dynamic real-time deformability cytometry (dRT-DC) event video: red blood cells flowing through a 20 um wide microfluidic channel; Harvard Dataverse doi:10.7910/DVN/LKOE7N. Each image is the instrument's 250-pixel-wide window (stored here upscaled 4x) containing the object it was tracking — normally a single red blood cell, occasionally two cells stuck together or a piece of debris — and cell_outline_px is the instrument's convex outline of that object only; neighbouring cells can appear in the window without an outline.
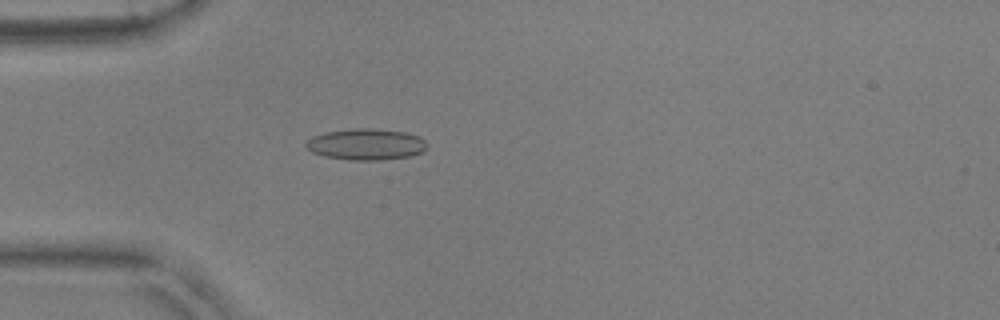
{"species": "common noctule bat (a hibernating species)", "species_latin": "Nyctalus noctula", "temperature_condition": "warm", "stored_images_in_passage": 52, "camera_frame_rate_fps": 3000, "um_per_image_px": 0.085, "animal": {"sex": "male", "body_mass_g": 17.9, "forearm_length_mm": 54.2}, "frame": {"image": 1, "passage_image": 15, "time_ms": 4.667, "image_size_px": [1000, 320], "cell_outline_px": [[428, 144], [420, 152], [408, 156], [380, 160], [348, 160], [324, 156], [312, 152], [304, 144], [312, 136], [324, 132], [356, 128], [368, 128], [404, 132], [420, 136]], "centroid_in_image_um": [31.08, 12.26], "position_along_channel_um": 53.9, "area_um2": 21.91}}
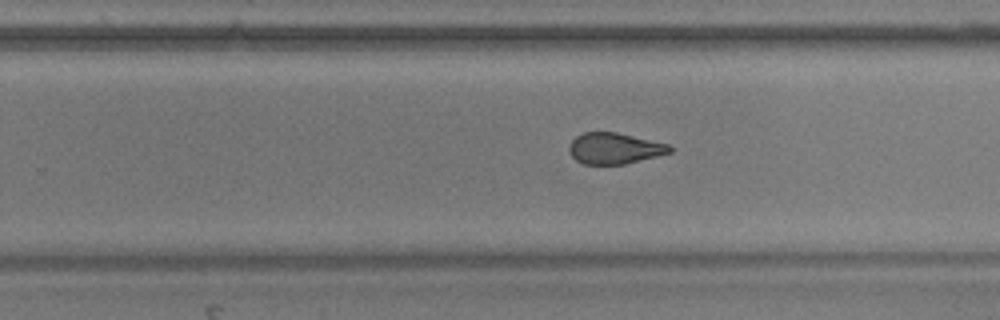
{"frame": {"image": 2, "passage_image": 33, "time_ms": 10.667, "image_size_px": [1000, 320], "cell_outline_px": [[672, 152], [624, 164], [584, 164], [576, 160], [568, 152], [568, 148], [572, 140], [576, 136], [584, 132], [616, 132], [668, 144], [672, 148]], "centroid_in_image_um": [52.2, 12.61], "position_along_channel_um": 277.6, "area_um2": 18.09}}
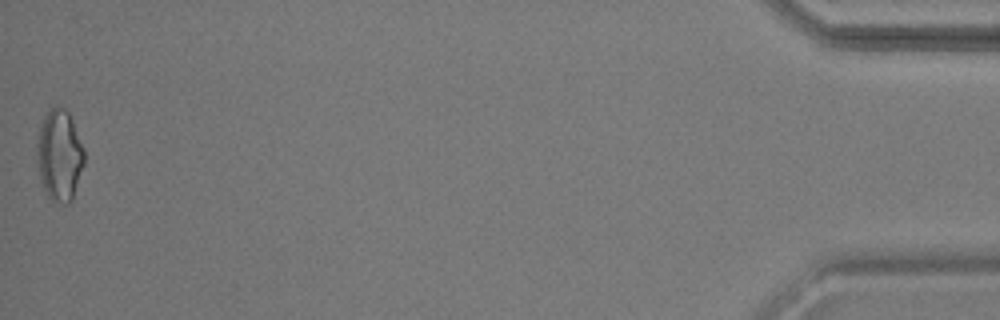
{"frame": {"image": 3, "passage_image": 52, "time_ms": 17.0, "image_size_px": [1000, 320], "cell_outline_px": [[84, 164], [72, 200], [68, 204], [60, 204], [52, 200], [48, 196], [40, 180], [36, 164], [36, 144], [40, 128], [44, 116], [48, 108], [56, 104], [64, 108], [68, 112], [72, 120], [84, 148]], "centroid_in_image_um": [5.04, 13.19], "position_along_channel_um": 430.2, "area_um2": 25.55}, "authors_computed_cell_mechanics": {"area_um2": 19.9121, "velocity_mm_per_s": 3.8505, "shape_relaxation_time_tau1_ms": null, "shape_relaxation_time_tau2_ms": 1.36, "deformation_change_tau1": null, "deformation_change_tau2": 0.0766}}